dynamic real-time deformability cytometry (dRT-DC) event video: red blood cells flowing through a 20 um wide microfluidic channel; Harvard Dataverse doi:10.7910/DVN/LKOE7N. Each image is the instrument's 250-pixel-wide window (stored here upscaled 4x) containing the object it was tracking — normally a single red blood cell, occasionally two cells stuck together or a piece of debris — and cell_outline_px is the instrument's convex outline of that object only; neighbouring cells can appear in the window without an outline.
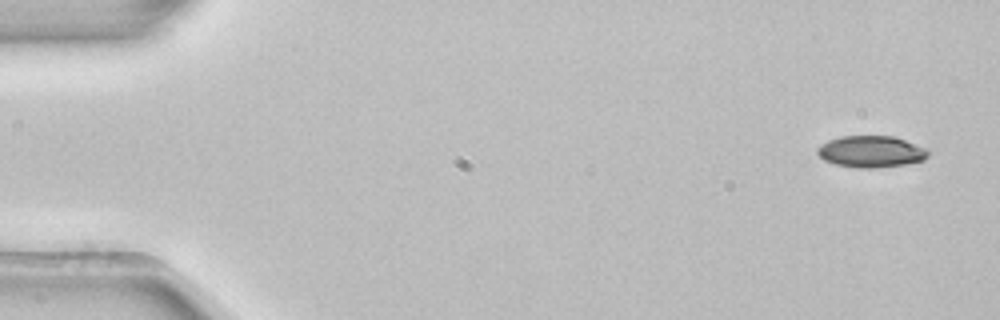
{"species": "common noctule bat (a hibernating species)", "species_latin": "Nyctalus noctula", "temperature_condition": "room temperature", "stored_images_in_passage": 6, "camera_frame_rate_fps": 3000, "um_per_image_px": 0.085, "animal": {"sex": "female", "body_mass_g": 22.7, "forearm_length_mm": 54.2}, "frame": {"image": 1, "passage_image": 1, "time_ms": 0.0, "image_size_px": [1000, 320], "cell_outline_px": [[928, 156], [924, 160], [904, 164], [876, 168], [860, 168], [836, 164], [824, 160], [816, 152], [816, 148], [820, 144], [828, 140], [840, 136], [892, 136], [928, 148]], "centroid_in_image_um": [74.02, 12.88], "position_along_channel_um": 11.0, "area_um2": 20.4}}
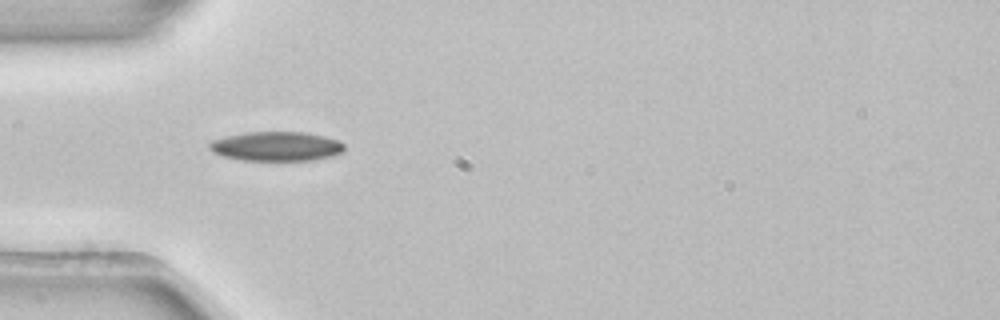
{"frame": {"image": 2, "passage_image": 5, "time_ms": 1.333, "image_size_px": [1000, 320], "cell_outline_px": [[344, 152], [332, 156], [312, 160], [244, 160], [220, 156], [212, 152], [208, 148], [208, 144], [212, 140], [244, 132], [304, 132], [324, 136], [340, 140], [344, 144]], "centroid_in_image_um": [23.49, 12.43], "position_along_channel_um": 61.5, "area_um2": 23.24}}